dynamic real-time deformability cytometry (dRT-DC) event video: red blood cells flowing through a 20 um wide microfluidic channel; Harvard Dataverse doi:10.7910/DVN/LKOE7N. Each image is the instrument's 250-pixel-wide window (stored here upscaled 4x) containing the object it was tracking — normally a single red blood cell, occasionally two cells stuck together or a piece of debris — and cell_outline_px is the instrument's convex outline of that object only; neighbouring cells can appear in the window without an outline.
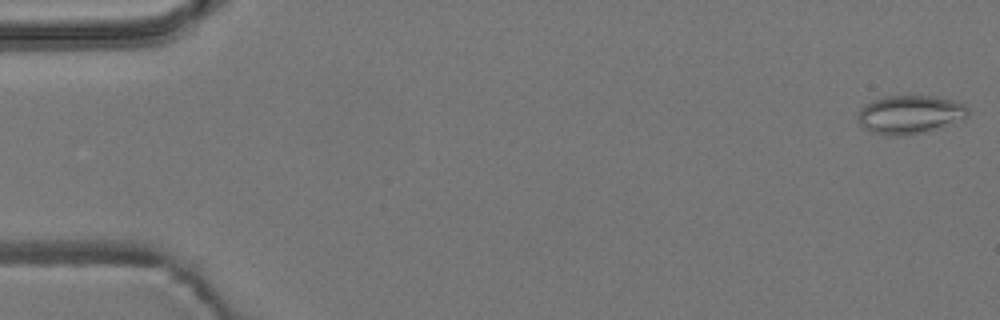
{"species": "common noctule bat (a hibernating species)", "species_latin": "Nyctalus noctula", "temperature_condition": "room temperature", "stored_images_in_passage": 4, "camera_frame_rate_fps": 3000, "um_per_image_px": 0.085, "animal": {"sex": "male", "body_mass_g": 19.2, "forearm_length_mm": 51.8}, "frame": {"image": 1, "passage_image": 1, "time_ms": 0.0, "image_size_px": [1000, 320], "cell_outline_px": [[968, 116], [964, 120], [924, 132], [908, 136], [884, 136], [872, 132], [864, 128], [856, 120], [856, 116], [860, 108], [872, 100], [884, 96], [936, 96], [956, 100], [964, 104], [968, 108]], "centroid_in_image_um": [77.33, 9.74], "position_along_channel_um": 7.7, "area_um2": 25.26}}